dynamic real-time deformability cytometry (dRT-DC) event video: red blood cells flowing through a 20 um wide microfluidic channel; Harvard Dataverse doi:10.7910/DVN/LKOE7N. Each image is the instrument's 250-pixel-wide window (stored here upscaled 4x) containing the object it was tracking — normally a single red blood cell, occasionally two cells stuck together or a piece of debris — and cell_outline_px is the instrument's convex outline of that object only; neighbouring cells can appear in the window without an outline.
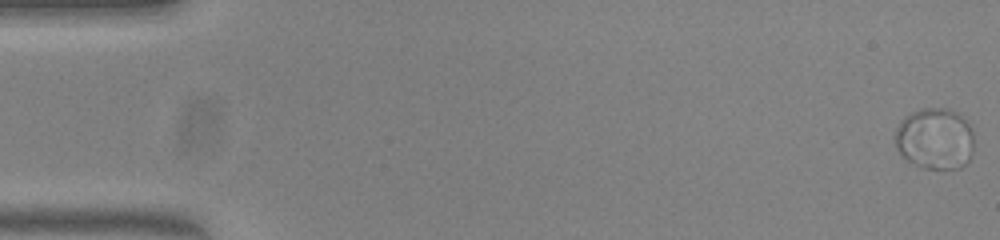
{"species": "common noctule bat (a hibernating species)", "species_latin": "Nyctalus noctula", "temperature_condition": "warm", "stored_images_in_passage": 55, "camera_frame_rate_fps": 3000, "um_per_image_px": 0.085, "animal": {"sex": "female", "body_mass_g": 23.0, "forearm_length_mm": 53.4}, "frame": {"image": 1, "passage_image": 1, "time_ms": 0.0, "image_size_px": [1000, 240], "cell_outline_px": [[972, 156], [968, 164], [960, 168], [924, 168], [908, 160], [896, 148], [896, 128], [900, 120], [912, 112], [924, 108], [952, 108], [960, 112], [968, 120], [972, 128]], "centroid_in_image_um": [79.52, 11.76], "position_along_channel_um": 5.5, "area_um2": 28.55}}
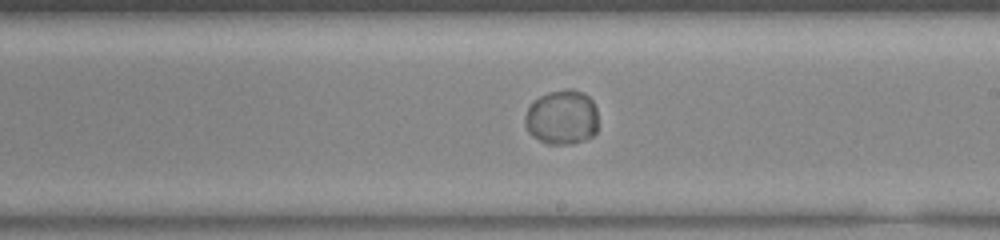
{"frame": {"image": 2, "passage_image": 32, "time_ms": 10.333, "image_size_px": [1000, 240], "cell_outline_px": [[596, 132], [592, 136], [584, 140], [572, 144], [548, 144], [532, 136], [528, 132], [524, 124], [524, 120], [528, 108], [540, 96], [548, 92], [564, 88], [572, 88], [584, 92], [592, 100], [596, 108]], "centroid_in_image_um": [47.76, 9.96], "position_along_channel_um": 241.2, "area_um2": 23.47}}
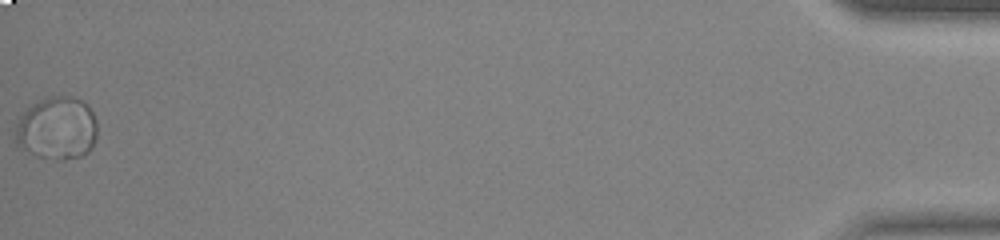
{"frame": {"image": 3, "passage_image": 55, "time_ms": 18.0, "image_size_px": [1000, 240], "cell_outline_px": [[96, 136], [92, 148], [88, 152], [80, 156], [64, 160], [56, 160], [36, 156], [20, 144], [16, 140], [16, 128], [20, 116], [32, 104], [48, 96], [72, 96], [88, 104], [96, 120]], "centroid_in_image_um": [4.88, 10.89], "position_along_channel_um": 430.3, "area_um2": 29.82}, "authors_computed_cell_mechanics": {"area_um2": 24.5072, "velocity_mm_per_s": 3.759, "shape_relaxation_time_tau1_ms": 1.9874, "shape_relaxation_time_tau2_ms": null, "deformation_change_tau1": 0.0195, "deformation_change_tau2": null}}